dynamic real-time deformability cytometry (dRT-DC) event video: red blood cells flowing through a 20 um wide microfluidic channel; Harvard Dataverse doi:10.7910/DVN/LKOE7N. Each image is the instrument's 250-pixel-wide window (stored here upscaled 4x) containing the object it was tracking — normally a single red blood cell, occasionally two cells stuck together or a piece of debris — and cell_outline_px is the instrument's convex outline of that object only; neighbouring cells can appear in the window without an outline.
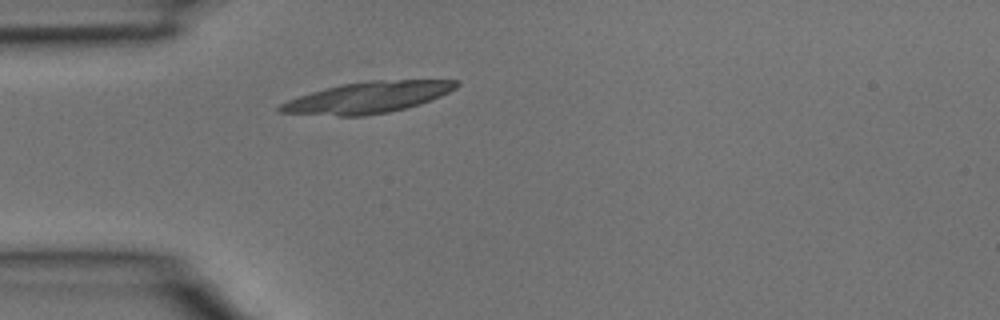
{"species": "common noctule bat (a hibernating species)", "species_latin": "Nyctalus noctula", "temperature_condition": "room temperature", "stored_images_in_passage": 1, "camera_frame_rate_fps": 3000, "um_per_image_px": 0.085, "animal": {"sex": "male", "body_mass_g": 15.6}, "frame": {"image": 1, "passage_image": 1, "time_ms": 0.0, "image_size_px": [1000, 320], "cell_outline_px": [[460, 84], [456, 88], [440, 96], [420, 104], [388, 112], [364, 116], [336, 116], [280, 112], [276, 108], [280, 104], [288, 100], [324, 88], [340, 84], [368, 80], [460, 80]], "centroid_in_image_um": [31.26, 8.28], "position_along_channel_um": 53.7, "area_um2": 31.96}}